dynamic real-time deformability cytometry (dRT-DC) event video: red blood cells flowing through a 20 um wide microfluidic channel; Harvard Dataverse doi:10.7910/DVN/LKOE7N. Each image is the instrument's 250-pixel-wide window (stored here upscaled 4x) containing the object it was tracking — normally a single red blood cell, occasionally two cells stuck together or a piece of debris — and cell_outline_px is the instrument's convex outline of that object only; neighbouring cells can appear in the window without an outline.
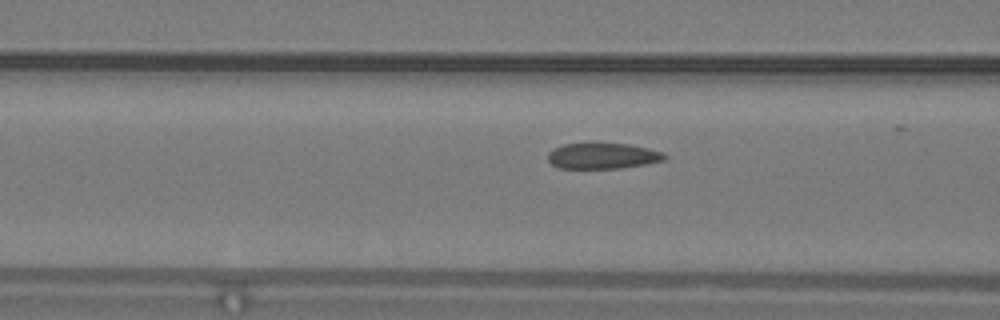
{"species": "common noctule bat (a hibernating species)", "species_latin": "Nyctalus noctula", "temperature_condition": "warm", "stored_images_in_passage": 34, "camera_frame_rate_fps": 3000, "um_per_image_px": 0.085, "animal": {"sex": "male", "body_mass_g": 19.2, "forearm_length_mm": 51.8}, "frame": {"image": 1, "passage_image": 15, "time_ms": 4.667, "image_size_px": [1000, 320], "cell_outline_px": [[668, 156], [664, 160], [644, 164], [620, 168], [560, 168], [552, 164], [548, 160], [548, 152], [552, 148], [564, 144], [592, 140], [628, 144], [648, 148], [664, 152]], "centroid_in_image_um": [51.19, 13.2], "position_along_channel_um": 115.4, "area_um2": 18.32}}